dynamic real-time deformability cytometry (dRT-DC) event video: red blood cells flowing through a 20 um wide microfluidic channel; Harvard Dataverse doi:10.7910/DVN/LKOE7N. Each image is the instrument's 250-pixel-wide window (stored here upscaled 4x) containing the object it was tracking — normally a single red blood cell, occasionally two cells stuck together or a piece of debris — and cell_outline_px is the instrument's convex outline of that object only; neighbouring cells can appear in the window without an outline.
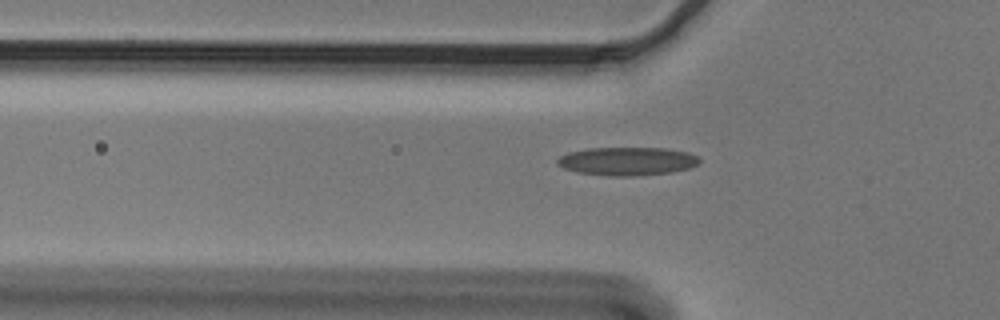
{"species": "Egyptian fruit bat (a non-hibernating species)", "species_latin": "Rousettus aegyptiacus", "temperature_condition": "cold", "stored_images_in_passage": 41, "camera_frame_rate_fps": 3000, "um_per_image_px": 0.085, "animal": {"sex": "male"}, "frame": {"image": 1, "passage_image": 8, "time_ms": 2.333, "image_size_px": [1000, 320], "cell_outline_px": [[700, 164], [692, 168], [672, 172], [636, 176], [608, 176], [576, 172], [564, 168], [556, 164], [556, 160], [560, 156], [568, 152], [588, 148], [664, 148], [688, 152], [696, 156], [700, 160]], "centroid_in_image_um": [53.32, 13.71], "position_along_channel_um": 72.5, "area_um2": 23.7}}
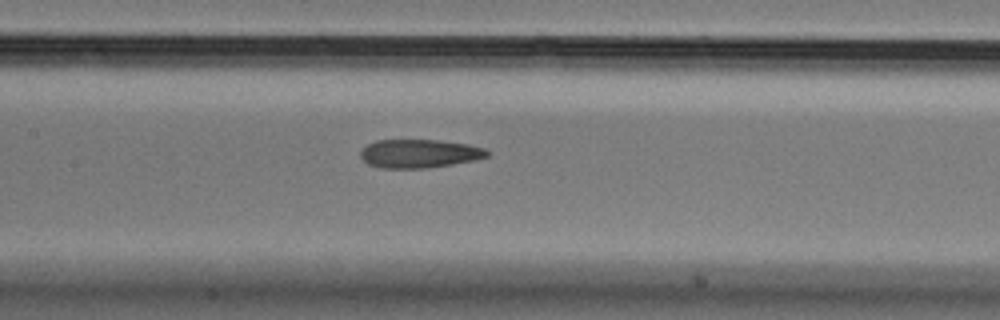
{"frame": {"image": 2, "passage_image": 16, "time_ms": 5.0, "image_size_px": [1000, 320], "cell_outline_px": [[488, 156], [476, 160], [428, 168], [380, 168], [368, 164], [360, 156], [360, 152], [368, 144], [376, 140], [440, 140], [468, 144], [484, 148], [488, 152]], "centroid_in_image_um": [35.64, 13.05], "position_along_channel_um": 171.8, "area_um2": 21.04}}
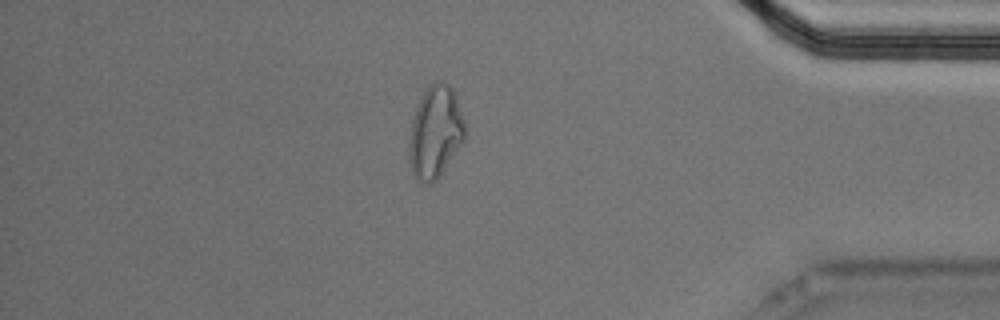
{"frame": {"image": 3, "passage_image": 37, "time_ms": 12.0, "image_size_px": [1000, 320], "cell_outline_px": [[464, 140], [436, 180], [432, 184], [424, 184], [412, 172], [408, 152], [408, 148], [412, 120], [416, 108], [424, 92], [436, 80], [440, 80], [448, 84], [452, 88], [456, 96], [464, 120]], "centroid_in_image_um": [36.99, 11.22], "position_along_channel_um": 398.2, "area_um2": 29.54}, "authors_computed_cell_mechanics": {"area_um2": 22.0218, "velocity_mm_per_s": 3.681, "shape_relaxation_time_tau1_ms": 11.1989, "shape_relaxation_time_tau2_ms": 3.038, "deformation_change_tau1": 0.2221, "deformation_change_tau2": 0.1139}}